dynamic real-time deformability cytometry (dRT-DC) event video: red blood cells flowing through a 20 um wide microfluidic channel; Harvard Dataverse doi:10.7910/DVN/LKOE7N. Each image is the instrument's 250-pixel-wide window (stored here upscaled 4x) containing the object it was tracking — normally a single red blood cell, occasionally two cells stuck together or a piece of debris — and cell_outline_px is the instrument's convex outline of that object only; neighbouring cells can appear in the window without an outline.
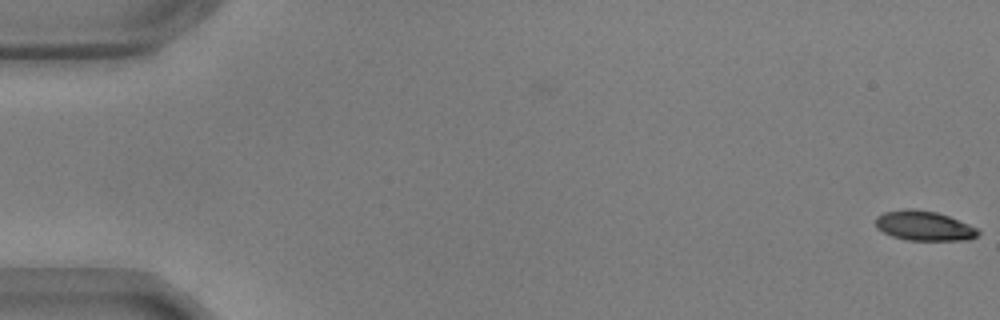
{"species": "common noctule bat (a hibernating species)", "species_latin": "Nyctalus noctula", "temperature_condition": "warm", "stored_images_in_passage": 56, "camera_frame_rate_fps": 3000, "um_per_image_px": 0.085, "animal": {"sex": "male", "body_mass_g": 17.9, "forearm_length_mm": 54.2}, "frame": {"image": 1, "passage_image": 1, "time_ms": 0.0, "image_size_px": [1000, 320], "cell_outline_px": [[980, 232], [976, 236], [968, 240], [908, 240], [892, 236], [876, 228], [876, 216], [884, 212], [908, 208], [912, 208], [936, 212], [948, 216], [968, 224], [976, 228]], "centroid_in_image_um": [78.52, 19.19], "position_along_channel_um": 6.5, "area_um2": 17.63}}
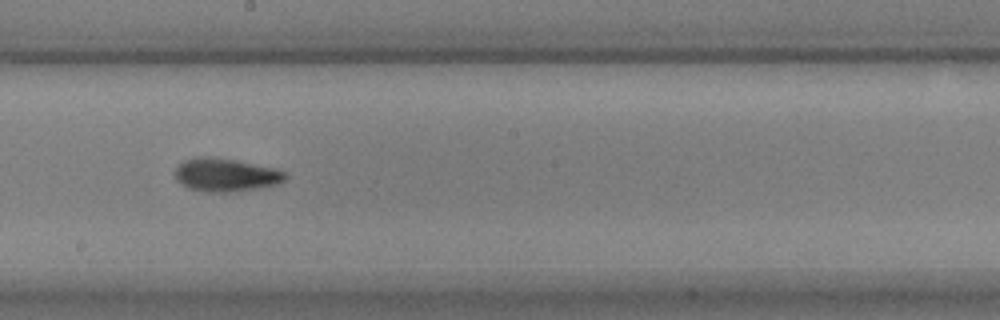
{"frame": {"image": 2, "passage_image": 32, "time_ms": 10.333, "image_size_px": [1000, 320], "cell_outline_px": [[288, 176], [284, 180], [276, 184], [236, 192], [208, 192], [188, 188], [176, 180], [176, 168], [184, 160], [196, 156], [212, 156], [236, 160], [272, 168], [288, 172]], "centroid_in_image_um": [19.18, 14.86], "position_along_channel_um": 229.0, "area_um2": 21.33}}
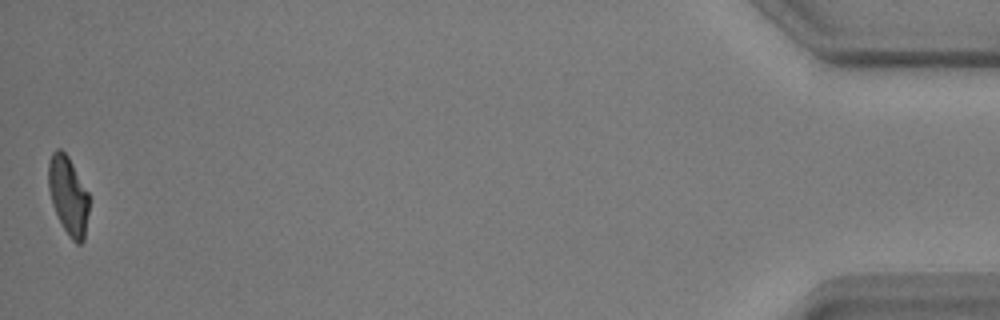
{"frame": {"image": 3, "passage_image": 56, "time_ms": 18.333, "image_size_px": [1000, 320], "cell_outline_px": [[88, 212], [84, 240], [80, 244], [76, 244], [72, 240], [64, 228], [52, 204], [48, 188], [48, 160], [52, 152], [56, 148], [60, 148], [68, 156], [88, 192]], "centroid_in_image_um": [5.78, 16.59], "position_along_channel_um": 429.4, "area_um2": 18.44}, "authors_computed_cell_mechanics": {"area_um2": 19.3919, "velocity_mm_per_s": 3.6361, "shape_relaxation_time_tau1_ms": 3.3496, "shape_relaxation_time_tau2_ms": 2.8744, "deformation_change_tau1": 0.1555, "deformation_change_tau2": 0.0926}}